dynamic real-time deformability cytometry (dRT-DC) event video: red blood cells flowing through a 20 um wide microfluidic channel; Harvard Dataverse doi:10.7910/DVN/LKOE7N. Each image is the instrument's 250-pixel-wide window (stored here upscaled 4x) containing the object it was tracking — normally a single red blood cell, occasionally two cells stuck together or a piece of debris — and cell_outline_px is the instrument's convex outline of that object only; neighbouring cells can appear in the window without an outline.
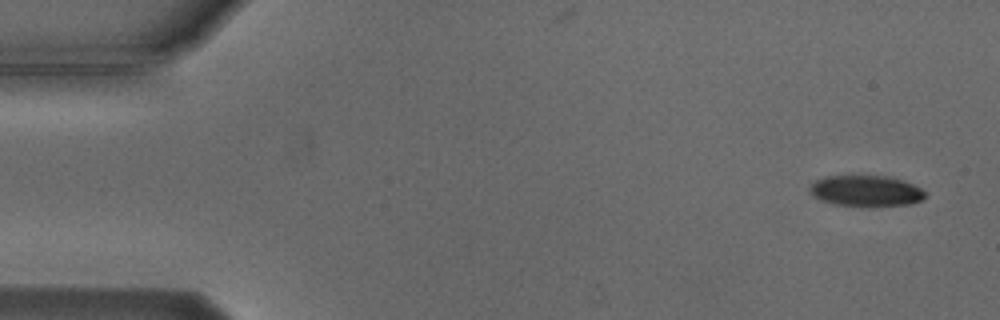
{"species": "Egyptian fruit bat (a non-hibernating species)", "species_latin": "Rousettus aegyptiacus", "temperature_condition": "cold", "stored_images_in_passage": 9, "camera_frame_rate_fps": 3000, "um_per_image_px": 0.085, "animal": {"sex": "male"}, "frame": {"image": 1, "passage_image": 1, "time_ms": 0.0, "image_size_px": [1000, 320], "cell_outline_px": [[924, 196], [920, 200], [912, 204], [872, 208], [860, 208], [832, 204], [820, 200], [812, 192], [812, 184], [816, 180], [824, 176], [888, 176], [912, 184], [920, 188], [924, 192]], "centroid_in_image_um": [73.62, 16.27], "position_along_channel_um": 11.4, "area_um2": 21.1}}
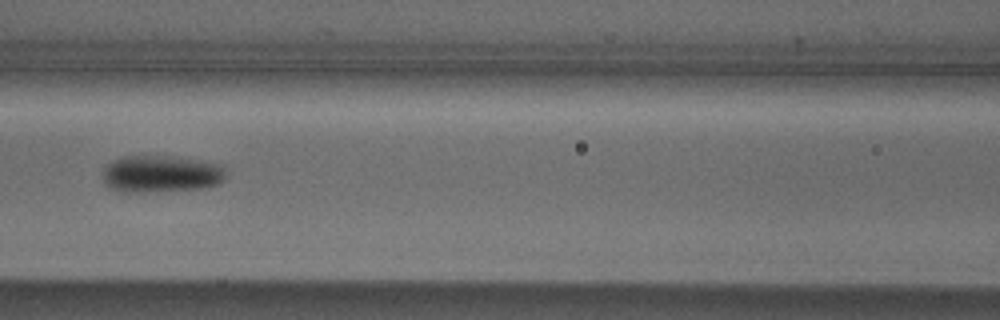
{"frame": {"image": 2, "passage_image": 6, "time_ms": 7.0, "image_size_px": [1000, 320], "cell_outline_px": [[224, 180], [220, 184], [204, 188], [144, 192], [124, 192], [108, 188], [104, 184], [104, 168], [112, 160], [120, 156], [172, 156], [220, 164], [224, 168]], "centroid_in_image_um": [13.66, 14.78], "position_along_channel_um": 152.9, "area_um2": 26.7}}
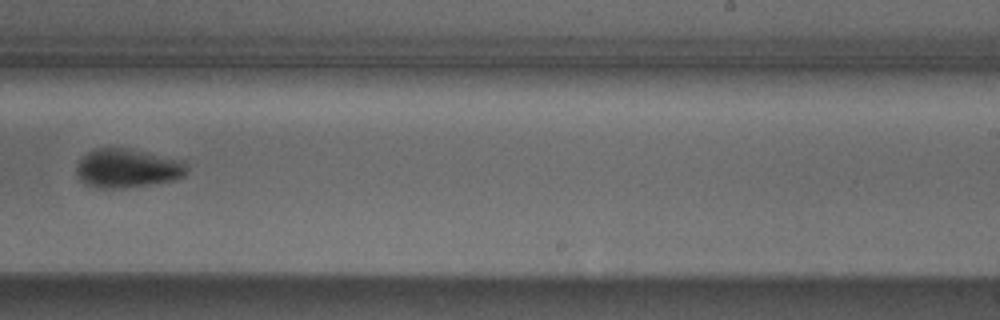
{"frame": {"image": 3, "passage_image": 9, "time_ms": 10.333, "image_size_px": [1000, 320], "cell_outline_px": [[188, 172], [184, 176], [172, 180], [148, 184], [120, 188], [96, 188], [84, 184], [76, 176], [76, 164], [88, 152], [96, 148], [128, 148], [184, 160], [188, 168]], "centroid_in_image_um": [10.81, 14.3], "position_along_channel_um": 278.2, "area_um2": 25.14}}